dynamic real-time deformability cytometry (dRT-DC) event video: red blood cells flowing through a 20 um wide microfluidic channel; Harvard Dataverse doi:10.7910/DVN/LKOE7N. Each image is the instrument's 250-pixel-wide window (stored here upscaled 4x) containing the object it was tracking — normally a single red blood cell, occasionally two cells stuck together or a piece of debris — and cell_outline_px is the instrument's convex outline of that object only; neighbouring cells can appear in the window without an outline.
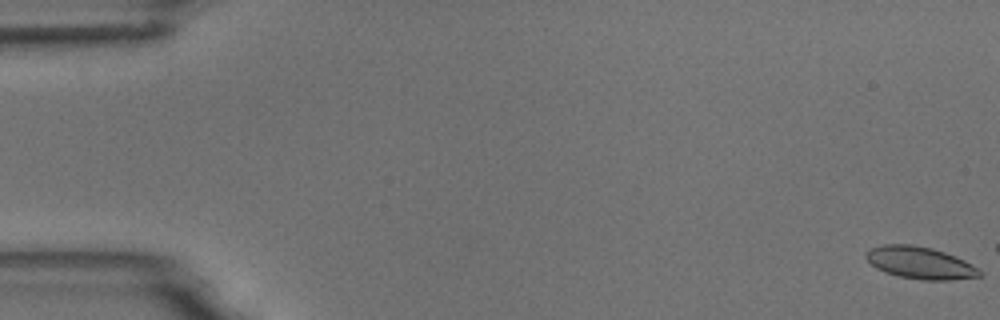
{"species": "common noctule bat (a hibernating species)", "species_latin": "Nyctalus noctula", "temperature_condition": "room temperature", "stored_images_in_passage": 4, "camera_frame_rate_fps": 3000, "um_per_image_px": 0.085, "animal": {"sex": "male", "body_mass_g": 18.8}, "frame": {"image": 1, "passage_image": 1, "time_ms": 0.0, "image_size_px": [1000, 320], "cell_outline_px": [[984, 272], [980, 276], [952, 280], [920, 280], [900, 276], [884, 272], [876, 268], [864, 256], [864, 252], [872, 248], [884, 244], [912, 244], [932, 248], [956, 256], [972, 264]], "centroid_in_image_um": [78.22, 22.34], "position_along_channel_um": 6.8, "area_um2": 21.39}}